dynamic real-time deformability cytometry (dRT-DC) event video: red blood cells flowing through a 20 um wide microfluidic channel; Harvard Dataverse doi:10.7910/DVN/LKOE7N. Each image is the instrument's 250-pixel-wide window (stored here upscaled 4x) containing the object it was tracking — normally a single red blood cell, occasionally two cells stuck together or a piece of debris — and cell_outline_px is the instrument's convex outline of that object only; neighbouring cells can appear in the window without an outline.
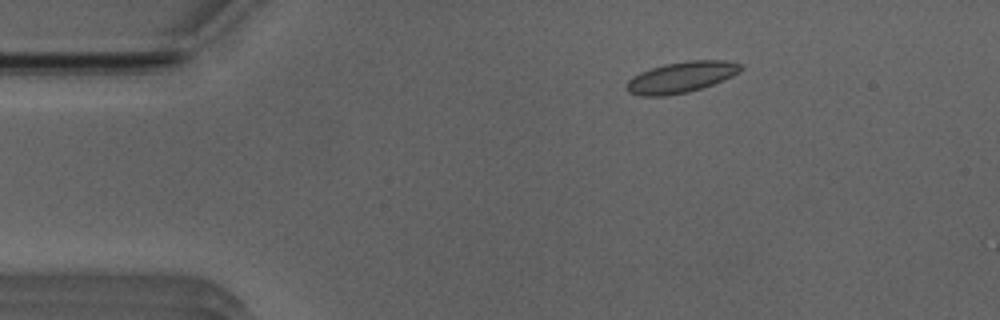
{"species": "Egyptian fruit bat (a non-hibernating species)", "species_latin": "Rousettus aegyptiacus", "temperature_condition": "room temperature", "stored_images_in_passage": 42, "camera_frame_rate_fps": 3000, "um_per_image_px": 0.085, "animal": {"sex": "male"}, "frame": {"image": 1, "passage_image": 1, "time_ms": 0.0, "image_size_px": [1000, 320], "cell_outline_px": [[744, 68], [740, 72], [732, 76], [712, 84], [688, 92], [664, 96], [640, 96], [628, 92], [624, 88], [624, 84], [632, 76], [640, 72], [664, 64], [688, 60], [724, 60], [740, 64]], "centroid_in_image_um": [57.85, 6.56], "position_along_channel_um": 27.1, "area_um2": 20.69}}
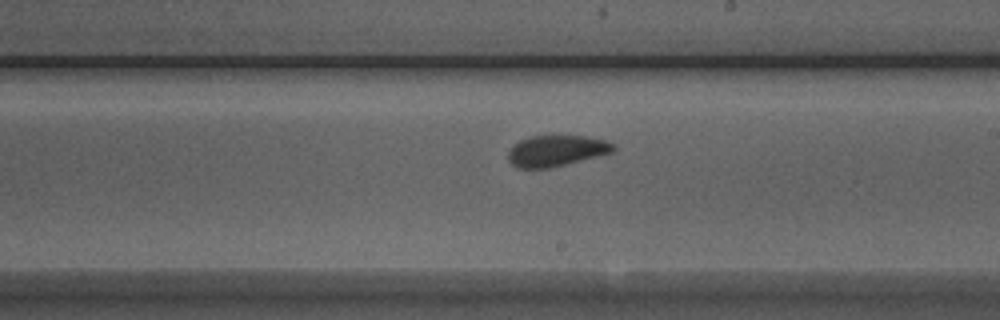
{"frame": {"image": 2, "passage_image": 22, "time_ms": 7.0, "image_size_px": [1000, 320], "cell_outline_px": [[616, 148], [612, 152], [548, 168], [516, 168], [508, 160], [508, 152], [512, 144], [528, 136], [584, 136], [604, 140], [616, 144]], "centroid_in_image_um": [47.24, 12.8], "position_along_channel_um": 241.8, "area_um2": 18.9}}
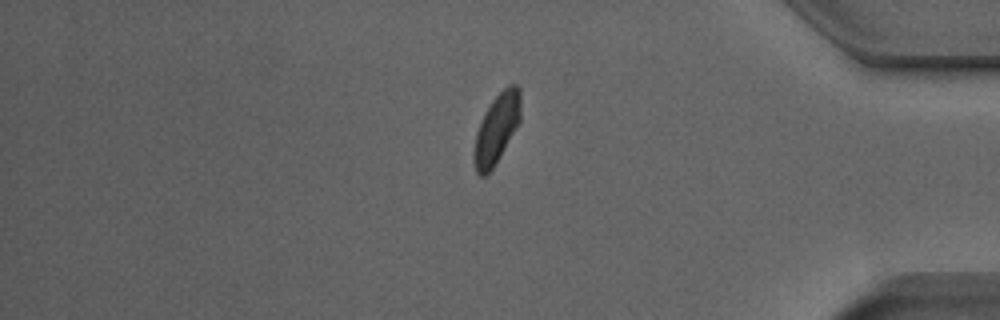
{"frame": {"image": 3, "passage_image": 36, "time_ms": 11.667, "image_size_px": [1000, 320], "cell_outline_px": [[520, 120], [504, 148], [492, 168], [484, 176], [480, 176], [476, 172], [472, 160], [472, 152], [476, 132], [484, 112], [492, 100], [508, 84], [516, 84], [520, 88]], "centroid_in_image_um": [42.17, 10.93], "position_along_channel_um": 393.0, "area_um2": 18.79}, "authors_computed_cell_mechanics": {"area_um2": 19.3052, "velocity_mm_per_s": 3.9137, "shape_relaxation_time_tau1_ms": null, "shape_relaxation_time_tau2_ms": 1.045, "deformation_change_tau1": null, "deformation_change_tau2": 0.0735}}